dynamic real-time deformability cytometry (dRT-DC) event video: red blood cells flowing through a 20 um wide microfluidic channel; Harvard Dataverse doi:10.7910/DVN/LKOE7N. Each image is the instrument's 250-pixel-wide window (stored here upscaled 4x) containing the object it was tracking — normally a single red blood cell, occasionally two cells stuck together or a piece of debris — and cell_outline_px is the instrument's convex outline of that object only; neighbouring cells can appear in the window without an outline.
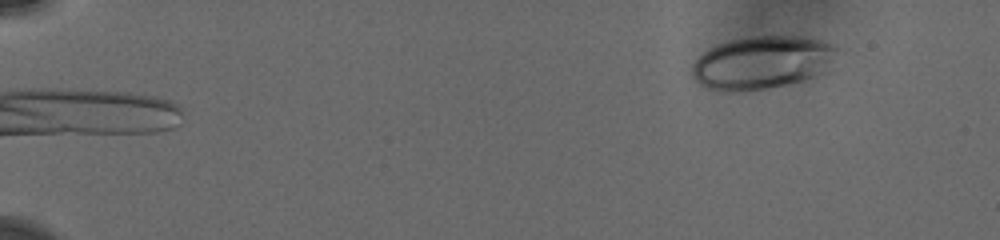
{"species": "human", "species_latin": "Homo sapiens", "temperature_condition": "cold", "stored_images_in_passage": 5, "camera_frame_rate_fps": 3000, "um_per_image_px": 0.085, "donor": {"sex": "male"}, "frame": {"image": 1, "passage_image": 1, "time_ms": 0.0, "image_size_px": [1000, 240], "cell_outline_px": [[832, 48], [828, 72], [804, 80], [764, 88], [732, 92], [704, 88], [692, 76], [692, 64], [708, 48], [716, 44], [732, 40], [764, 36], [780, 36], [820, 40], [828, 44]], "centroid_in_image_um": [64.67, 5.34], "position_along_channel_um": 20.3, "area_um2": 43.64}}